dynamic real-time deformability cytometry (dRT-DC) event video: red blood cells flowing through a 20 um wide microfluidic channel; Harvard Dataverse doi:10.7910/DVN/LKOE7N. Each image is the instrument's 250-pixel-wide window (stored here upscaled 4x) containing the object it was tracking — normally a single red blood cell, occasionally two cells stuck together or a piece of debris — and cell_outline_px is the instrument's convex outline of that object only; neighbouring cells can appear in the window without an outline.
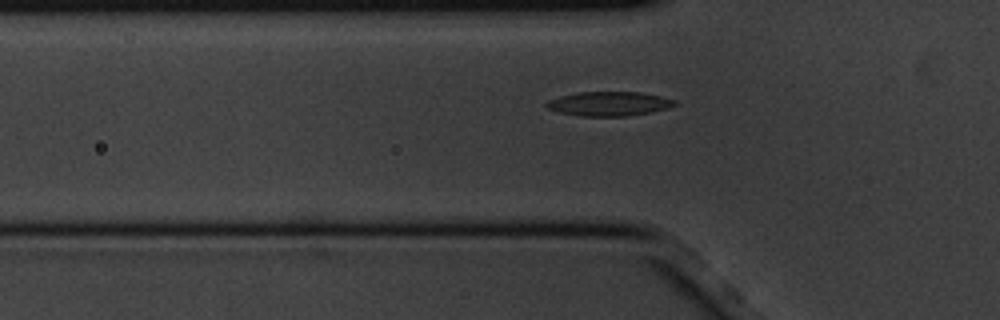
{"species": "common noctule bat (a hibernating species)", "species_latin": "Nyctalus noctula", "temperature_condition": "cold", "stored_images_in_passage": 6, "segment_of_instrument_passage": [2, 2], "camera_frame_rate_fps": 3000, "um_per_image_px": 0.085, "animal": {"sex": "male", "body_mass_g": 20.1, "forearm_length_mm": 53.5}, "frame": {"image": 1, "passage_image": 6, "time_ms": 1.667, "image_size_px": [1000, 320], "cell_outline_px": [[676, 104], [668, 108], [652, 112], [628, 116], [580, 116], [560, 112], [548, 108], [544, 104], [548, 100], [560, 96], [580, 92], [640, 92], [660, 96], [676, 100]], "centroid_in_image_um": [51.78, 8.82], "position_along_channel_um": 74.0, "area_um2": 18.09}}